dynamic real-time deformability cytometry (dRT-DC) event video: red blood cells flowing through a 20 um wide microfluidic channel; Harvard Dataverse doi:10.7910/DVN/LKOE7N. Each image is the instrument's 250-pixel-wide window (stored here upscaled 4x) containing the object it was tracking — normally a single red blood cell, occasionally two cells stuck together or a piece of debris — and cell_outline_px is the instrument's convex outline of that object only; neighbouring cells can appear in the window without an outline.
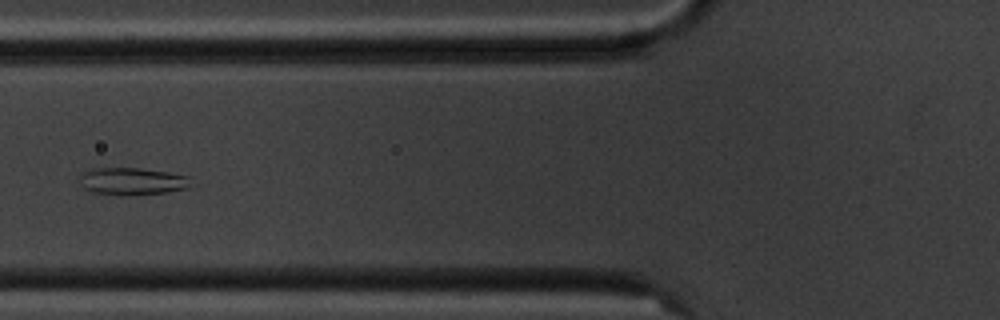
{"species": "common noctule bat (a hibernating species)", "species_latin": "Nyctalus noctula", "temperature_condition": "cold", "stored_images_in_passage": 2, "camera_frame_rate_fps": 3000, "um_per_image_px": 0.085, "animal": {"sex": "male", "body_mass_g": 20.1, "forearm_length_mm": 53.5}, "frame": {"image": 1, "passage_image": 2, "time_ms": 1.0, "image_size_px": [1000, 320], "cell_outline_px": [[196, 184], [188, 188], [168, 192], [124, 196], [92, 192], [84, 188], [80, 176], [80, 172], [92, 168], [140, 168], [168, 172], [188, 176]], "centroid_in_image_um": [11.29, 15.41], "position_along_channel_um": 114.5, "area_um2": 18.03}}